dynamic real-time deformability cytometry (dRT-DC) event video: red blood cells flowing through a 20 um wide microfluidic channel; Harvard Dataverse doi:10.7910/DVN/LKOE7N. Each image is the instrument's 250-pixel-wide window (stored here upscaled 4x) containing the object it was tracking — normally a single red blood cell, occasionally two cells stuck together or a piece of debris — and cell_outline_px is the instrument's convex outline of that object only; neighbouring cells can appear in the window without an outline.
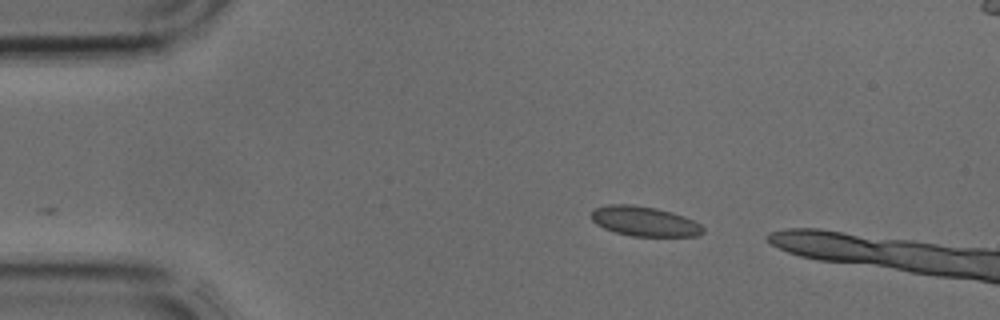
{"species": "common noctule bat (a hibernating species)", "species_latin": "Nyctalus noctula", "temperature_condition": "cold", "stored_images_in_passage": 2, "camera_frame_rate_fps": 3000, "um_per_image_px": 0.085, "animal": {"sex": "male", "body_mass_g": 17.9, "forearm_length_mm": 54.2}, "frame": {"image": 1, "passage_image": 1, "time_ms": 0.0, "image_size_px": [1000, 320], "cell_outline_px": [[704, 232], [696, 236], [632, 236], [616, 232], [604, 228], [596, 224], [592, 220], [592, 212], [596, 208], [608, 204], [632, 204], [656, 208], [672, 212], [684, 216], [700, 224], [704, 228]], "centroid_in_image_um": [54.78, 18.81], "position_along_channel_um": 30.2, "area_um2": 19.31}}